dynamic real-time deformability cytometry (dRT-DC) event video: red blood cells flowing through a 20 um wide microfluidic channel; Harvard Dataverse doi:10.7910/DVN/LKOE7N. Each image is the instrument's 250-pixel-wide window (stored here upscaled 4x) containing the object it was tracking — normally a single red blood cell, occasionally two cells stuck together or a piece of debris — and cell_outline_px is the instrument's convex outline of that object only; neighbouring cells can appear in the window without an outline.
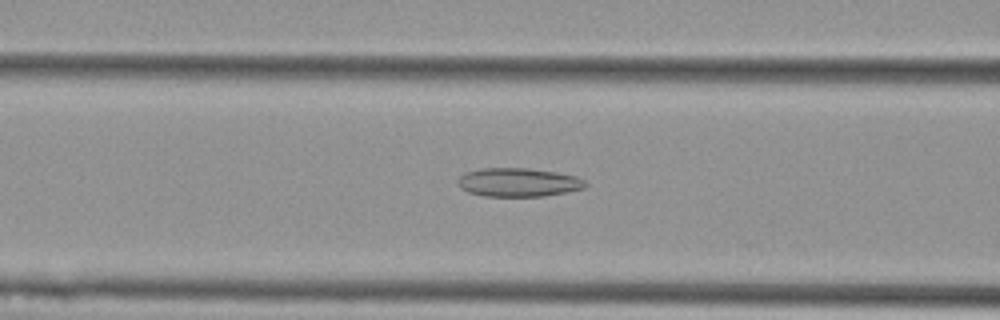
{"species": "Egyptian fruit bat (a non-hibernating species)", "species_latin": "Rousettus aegyptiacus", "temperature_condition": "cold", "stored_images_in_passage": 30, "camera_frame_rate_fps": 3000, "um_per_image_px": 0.085, "animal": {"sex": "female"}, "frame": {"image": 1, "passage_image": 16, "time_ms": 5.0, "image_size_px": [1000, 320], "cell_outline_px": [[588, 184], [584, 188], [544, 196], [484, 196], [468, 192], [460, 188], [456, 180], [460, 176], [468, 172], [480, 168], [528, 168], [556, 172], [576, 176], [584, 180]], "centroid_in_image_um": [44.04, 15.49], "position_along_channel_um": 122.6, "area_um2": 21.27}}
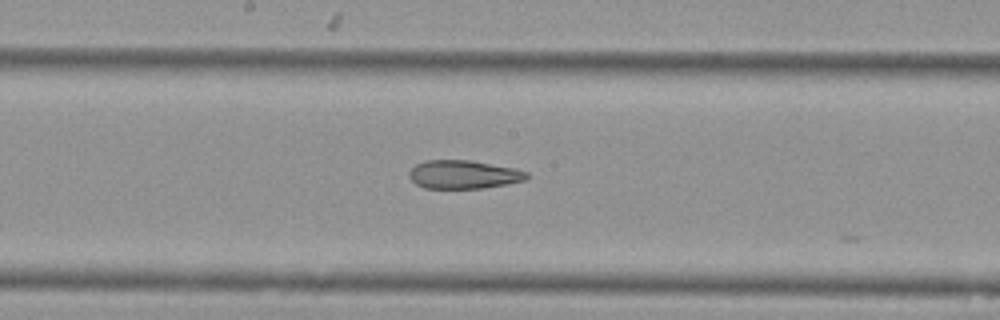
{"frame": {"image": 2, "passage_image": 23, "time_ms": 7.333, "image_size_px": [1000, 320], "cell_outline_px": [[528, 180], [484, 188], [424, 188], [416, 184], [408, 176], [408, 172], [416, 164], [424, 160], [468, 160], [516, 168], [528, 172]], "centroid_in_image_um": [39.41, 14.83], "position_along_channel_um": 208.8, "area_um2": 19.59}}
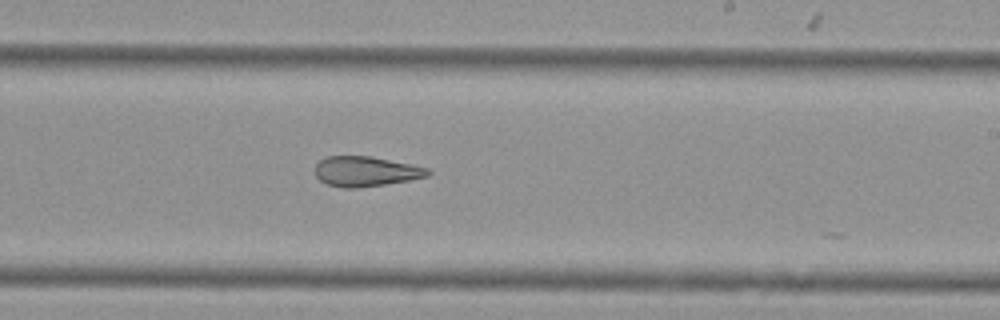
{"frame": {"image": 3, "passage_image": 27, "time_ms": 8.667, "image_size_px": [1000, 320], "cell_outline_px": [[432, 172], [428, 176], [408, 180], [384, 184], [356, 188], [344, 188], [328, 184], [320, 180], [316, 176], [316, 164], [320, 160], [328, 156], [372, 156], [428, 168]], "centroid_in_image_um": [31.09, 14.56], "position_along_channel_um": 257.9, "area_um2": 19.54}}